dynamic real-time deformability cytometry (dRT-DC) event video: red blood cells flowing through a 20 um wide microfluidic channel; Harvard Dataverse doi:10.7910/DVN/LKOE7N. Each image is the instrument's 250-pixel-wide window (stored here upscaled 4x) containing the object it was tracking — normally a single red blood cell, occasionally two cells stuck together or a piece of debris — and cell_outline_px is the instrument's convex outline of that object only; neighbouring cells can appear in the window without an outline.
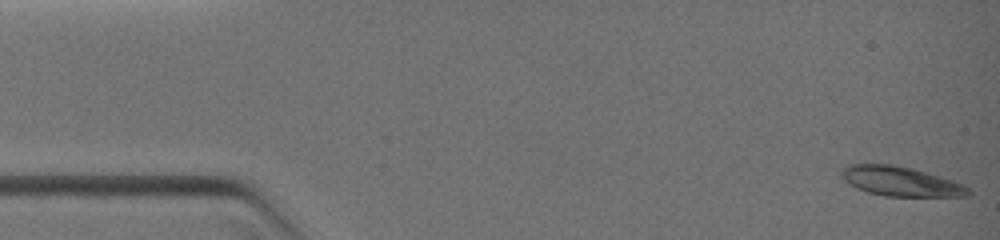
{"species": "common noctule bat (a hibernating species)", "species_latin": "Nyctalus noctula", "temperature_condition": "warm", "stored_images_in_passage": 27, "camera_frame_rate_fps": 3000, "um_per_image_px": 0.085, "animal": {"sex": "female", "body_mass_g": 19.0, "forearm_length_mm": 51.5}, "frame": {"image": 1, "passage_image": 1, "time_ms": 0.0, "image_size_px": [1000, 240], "cell_outline_px": [[972, 192], [968, 196], [884, 196], [868, 192], [856, 188], [848, 184], [840, 176], [840, 168], [848, 164], [892, 164], [912, 168], [940, 176], [964, 184]], "centroid_in_image_um": [76.51, 15.41], "position_along_channel_um": 8.5, "area_um2": 22.02}}
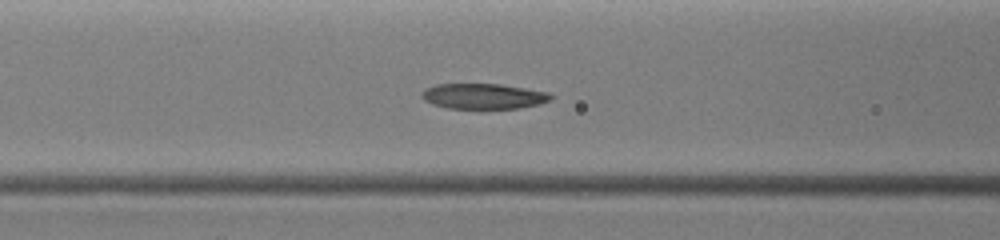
{"frame": {"image": 2, "passage_image": 19, "time_ms": 4.667, "image_size_px": [1000, 240], "cell_outline_px": [[552, 96], [548, 100], [540, 104], [520, 108], [448, 108], [432, 104], [424, 100], [420, 96], [428, 88], [436, 84], [500, 84], [548, 92]], "centroid_in_image_um": [41.09, 8.18], "position_along_channel_um": 125.5, "area_um2": 18.84}}
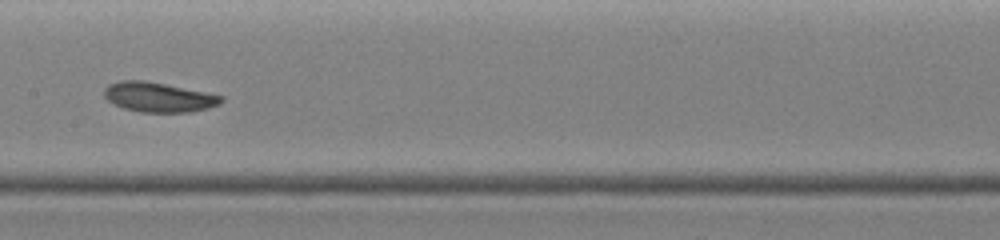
{"frame": {"image": 3, "passage_image": 26, "time_ms": 6.0, "image_size_px": [1000, 240], "cell_outline_px": [[224, 100], [220, 104], [208, 108], [188, 112], [140, 112], [124, 108], [108, 100], [104, 96], [104, 88], [108, 84], [120, 80], [144, 80], [224, 96]], "centroid_in_image_um": [13.47, 8.25], "position_along_channel_um": 193.9, "area_um2": 20.11}}